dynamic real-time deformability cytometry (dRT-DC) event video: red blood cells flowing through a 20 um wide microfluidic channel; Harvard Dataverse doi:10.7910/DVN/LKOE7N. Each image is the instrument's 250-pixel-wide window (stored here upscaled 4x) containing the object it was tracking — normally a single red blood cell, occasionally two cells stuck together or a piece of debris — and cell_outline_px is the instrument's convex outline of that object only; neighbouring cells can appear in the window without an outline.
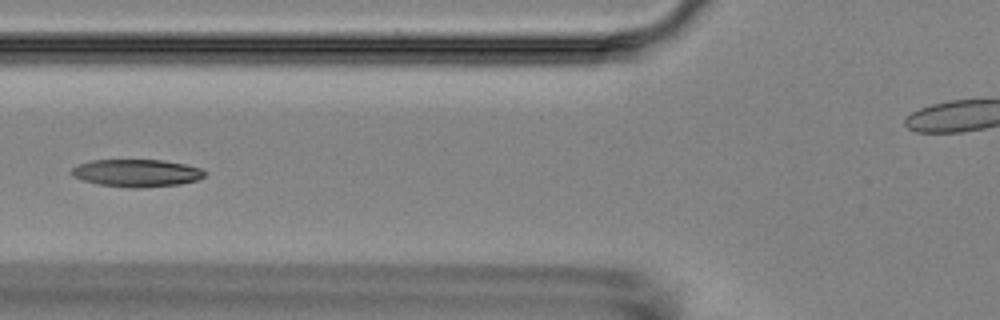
{"species": "Egyptian fruit bat (a non-hibernating species)", "species_latin": "Rousettus aegyptiacus", "temperature_condition": "room temperature", "stored_images_in_passage": 7, "camera_frame_rate_fps": 3000, "um_per_image_px": 0.085, "animal": {"sex": "female"}, "frame": {"image": 1, "passage_image": 7, "time_ms": 7.0, "image_size_px": [1000, 320], "cell_outline_px": [[204, 176], [200, 180], [180, 184], [140, 188], [128, 188], [100, 184], [84, 180], [72, 176], [68, 172], [76, 164], [92, 160], [160, 160], [184, 164], [200, 168], [204, 172]], "centroid_in_image_um": [11.58, 14.71], "position_along_channel_um": 114.2, "area_um2": 21.39}}